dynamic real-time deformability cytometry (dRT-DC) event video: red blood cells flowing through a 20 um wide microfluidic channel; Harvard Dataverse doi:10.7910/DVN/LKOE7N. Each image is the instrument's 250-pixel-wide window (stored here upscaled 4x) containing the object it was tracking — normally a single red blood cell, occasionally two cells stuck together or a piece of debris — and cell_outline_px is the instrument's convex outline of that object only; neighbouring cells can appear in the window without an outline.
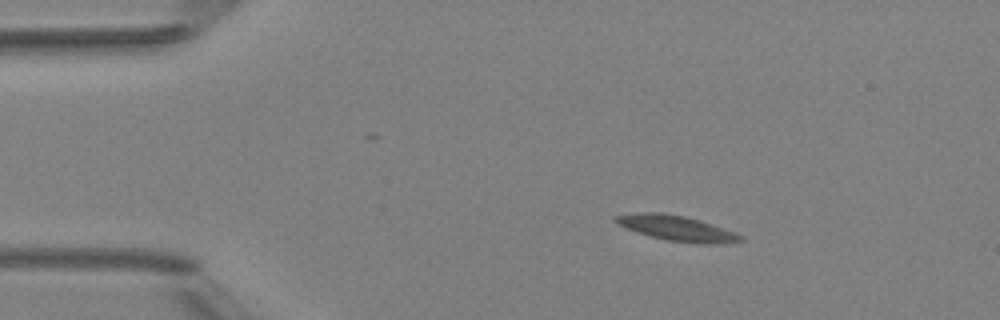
{"species": "Egyptian fruit bat (a non-hibernating species)", "species_latin": "Rousettus aegyptiacus", "temperature_condition": "room temperature", "stored_images_in_passage": 3, "camera_frame_rate_fps": 3000, "um_per_image_px": 0.085, "animal": {"sex": "female"}, "frame": {"image": 1, "passage_image": 1, "time_ms": 0.0, "image_size_px": [1000, 320], "cell_outline_px": [[744, 240], [716, 244], [700, 244], [664, 240], [648, 236], [628, 228], [612, 220], [612, 216], [636, 212], [660, 212], [684, 216], [700, 220], [736, 232], [744, 236]], "centroid_in_image_um": [57.52, 19.4], "position_along_channel_um": 27.5, "area_um2": 18.55}}
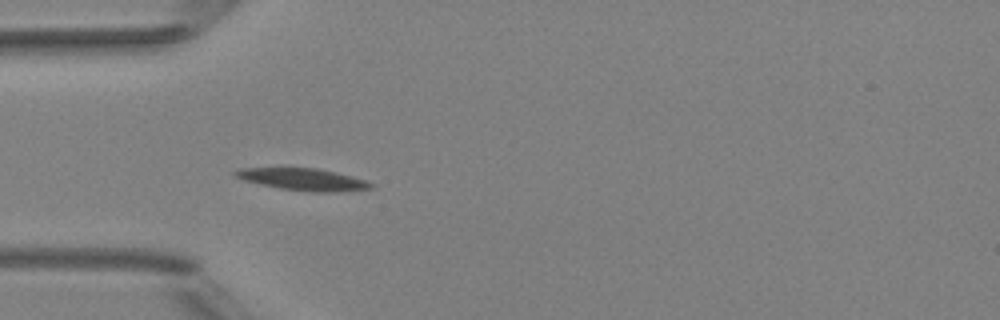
{"frame": {"image": 2, "passage_image": 3, "time_ms": 2.333, "image_size_px": [1000, 320], "cell_outline_px": [[376, 184], [372, 188], [336, 192], [312, 192], [280, 188], [260, 184], [244, 180], [236, 176], [232, 172], [240, 168], [316, 168], [336, 172], [368, 180]], "centroid_in_image_um": [25.82, 15.25], "position_along_channel_um": 59.2, "area_um2": 17.4}}